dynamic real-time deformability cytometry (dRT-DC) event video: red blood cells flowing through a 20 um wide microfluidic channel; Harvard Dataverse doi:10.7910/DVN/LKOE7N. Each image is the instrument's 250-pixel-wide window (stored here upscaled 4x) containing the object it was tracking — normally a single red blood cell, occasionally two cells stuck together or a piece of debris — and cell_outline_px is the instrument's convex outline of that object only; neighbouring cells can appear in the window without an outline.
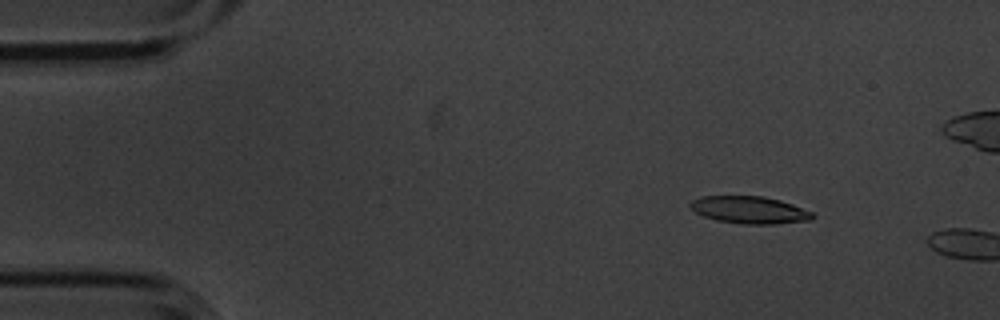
{"species": "common noctule bat (a hibernating species)", "species_latin": "Nyctalus noctula", "temperature_condition": "cold", "stored_images_in_passage": 3, "camera_frame_rate_fps": 3000, "um_per_image_px": 0.085, "animal": {"sex": "male", "body_mass_g": 20.1, "forearm_length_mm": 53.5}, "frame": {"image": 1, "passage_image": 2, "time_ms": 0.333, "image_size_px": [1000, 320], "cell_outline_px": [[816, 216], [812, 220], [776, 224], [744, 224], [716, 220], [704, 216], [696, 212], [688, 204], [692, 200], [704, 196], [764, 196], [780, 200], [792, 204], [812, 212]], "centroid_in_image_um": [63.74, 17.85], "position_along_channel_um": 21.3, "area_um2": 19.42}}